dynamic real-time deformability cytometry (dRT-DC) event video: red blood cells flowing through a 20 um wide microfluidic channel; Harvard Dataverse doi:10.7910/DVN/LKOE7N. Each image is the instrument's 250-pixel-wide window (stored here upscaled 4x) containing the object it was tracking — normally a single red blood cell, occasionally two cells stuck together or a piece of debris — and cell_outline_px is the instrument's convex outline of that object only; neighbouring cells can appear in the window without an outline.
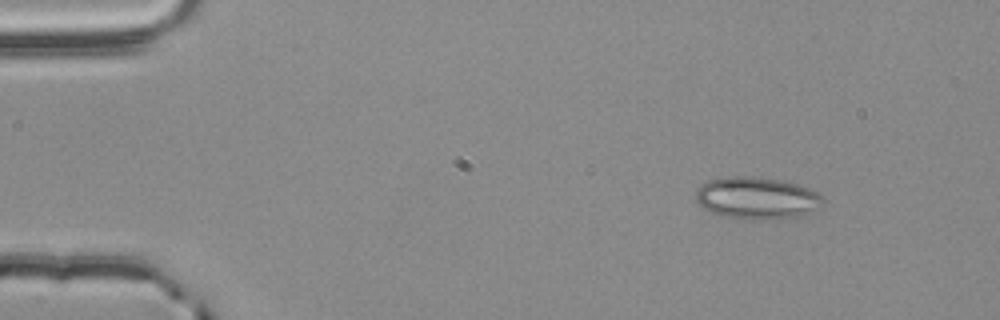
{"species": "common noctule bat (a hibernating species)", "species_latin": "Nyctalus noctula", "temperature_condition": "room temperature", "stored_images_in_passage": 49, "camera_frame_rate_fps": 3000, "um_per_image_px": 0.085, "animal": {"sex": "male", "body_mass_g": 20.4}, "frame": {"image": 1, "passage_image": 1, "time_ms": 0.0, "image_size_px": [1000, 320], "cell_outline_px": [[824, 204], [804, 216], [764, 220], [752, 220], [724, 216], [708, 212], [696, 200], [696, 192], [708, 180], [720, 176], [752, 176], [780, 180], [800, 184], [816, 192], [824, 200]], "centroid_in_image_um": [64.35, 16.84], "position_along_channel_um": 20.7, "area_um2": 31.5}}
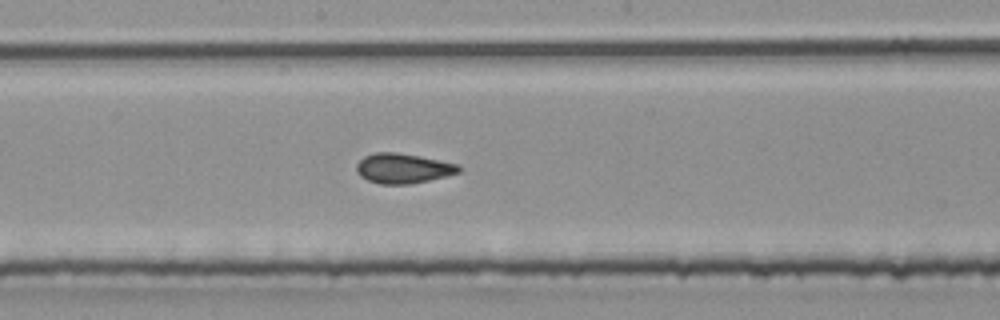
{"frame": {"image": 2, "passage_image": 24, "time_ms": 7.667, "image_size_px": [1000, 320], "cell_outline_px": [[460, 172], [428, 180], [408, 184], [380, 184], [368, 180], [360, 176], [356, 168], [356, 164], [364, 156], [376, 152], [396, 152], [420, 156], [460, 164]], "centroid_in_image_um": [34.25, 14.3], "position_along_channel_um": 214.0, "area_um2": 17.74}}
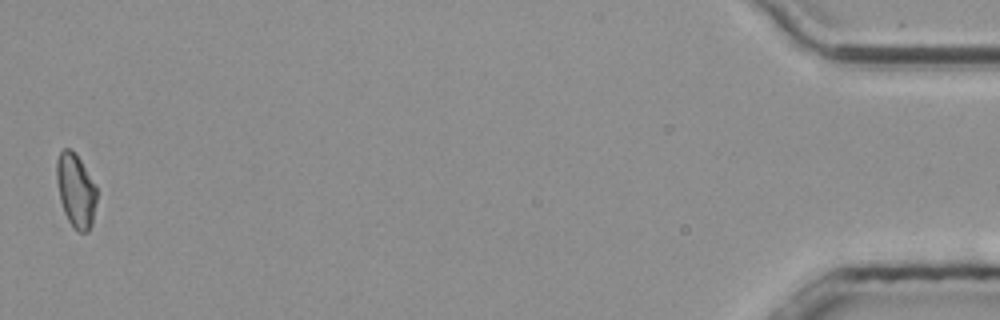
{"frame": {"image": 3, "passage_image": 49, "time_ms": 16.0, "image_size_px": [1000, 320], "cell_outline_px": [[96, 200], [92, 224], [88, 232], [80, 232], [68, 220], [64, 212], [60, 200], [56, 180], [56, 160], [60, 152], [64, 148], [72, 148], [76, 152], [96, 184]], "centroid_in_image_um": [6.44, 16.13], "position_along_channel_um": 428.8, "area_um2": 17.4}, "authors_computed_cell_mechanics": {"area_um2": 17.5712, "velocity_mm_per_s": 3.7741, "shape_relaxation_time_tau1_ms": 9.0222, "shape_relaxation_time_tau2_ms": 1.9009, "deformation_change_tau1": 0.1169, "deformation_change_tau2": 0.0765}}